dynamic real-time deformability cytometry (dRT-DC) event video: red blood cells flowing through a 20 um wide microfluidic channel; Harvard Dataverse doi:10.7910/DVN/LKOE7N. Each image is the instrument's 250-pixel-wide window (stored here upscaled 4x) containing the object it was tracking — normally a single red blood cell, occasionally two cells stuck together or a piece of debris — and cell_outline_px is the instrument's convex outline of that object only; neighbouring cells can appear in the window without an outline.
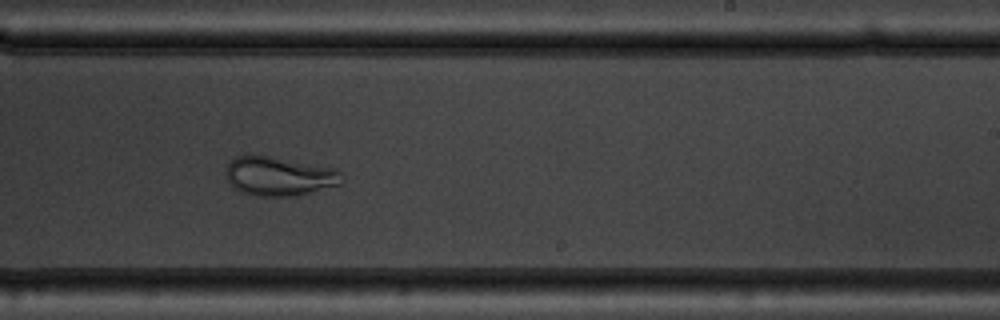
{"species": "common noctule bat (a hibernating species)", "species_latin": "Nyctalus noctula", "temperature_condition": "warm", "stored_images_in_passage": 31, "camera_frame_rate_fps": 3000, "um_per_image_px": 0.085, "animal": {"sex": "male", "body_mass_g": 19.5, "forearm_length_mm": 54.6}, "frame": {"image": 1, "passage_image": 18, "time_ms": 5.667, "image_size_px": [1000, 320], "cell_outline_px": [[340, 184], [296, 196], [256, 196], [244, 192], [228, 184], [228, 164], [236, 156], [268, 156], [336, 168], [340, 172]], "centroid_in_image_um": [23.73, 14.99], "position_along_channel_um": 265.3, "area_um2": 25.78}}
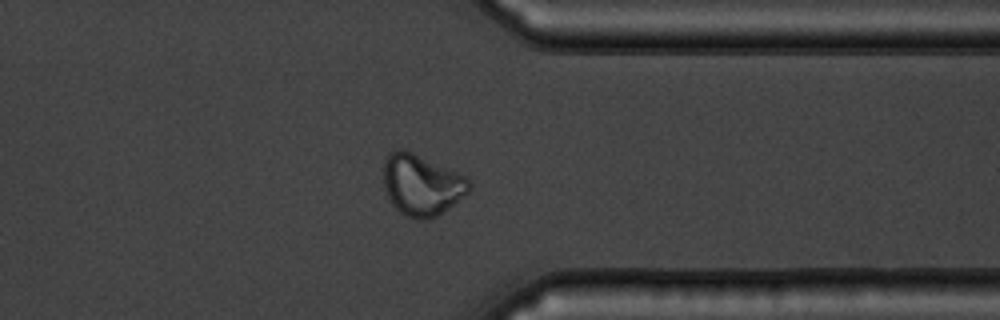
{"frame": {"image": 2, "passage_image": 27, "time_ms": 8.667, "image_size_px": [1000, 320], "cell_outline_px": [[472, 188], [468, 192], [436, 216], [428, 220], [424, 220], [408, 216], [400, 212], [388, 200], [384, 188], [384, 160], [388, 152], [400, 148], [404, 148], [456, 172], [464, 176], [472, 184]], "centroid_in_image_um": [35.79, 15.69], "position_along_channel_um": 375.6, "area_um2": 30.29}, "authors_computed_cell_mechanics": {"area_um2": 29.2468, "velocity_mm_per_s": 3.7624, "shape_relaxation_time_tau1_ms": 10.3822, "shape_relaxation_time_tau2_ms": 0.8504, "deformation_change_tau1": 0.2045, "deformation_change_tau2": 0.0553}}